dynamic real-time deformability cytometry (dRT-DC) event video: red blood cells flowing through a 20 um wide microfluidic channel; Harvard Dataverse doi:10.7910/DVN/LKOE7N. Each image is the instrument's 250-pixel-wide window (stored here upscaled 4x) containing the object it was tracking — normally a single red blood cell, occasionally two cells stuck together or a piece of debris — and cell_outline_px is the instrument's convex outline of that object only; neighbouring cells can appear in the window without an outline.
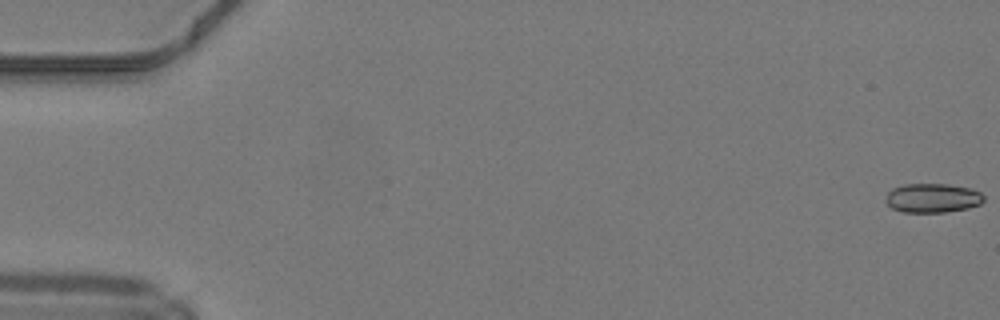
{"species": "common noctule bat (a hibernating species)", "species_latin": "Nyctalus noctula", "temperature_condition": "warm", "stored_images_in_passage": 17, "camera_frame_rate_fps": 3000, "um_per_image_px": 0.085, "animal": {"sex": "male", "body_mass_g": 19.2, "forearm_length_mm": 51.8}, "frame": {"image": 1, "passage_image": 1, "time_ms": 0.0, "image_size_px": [1000, 320], "cell_outline_px": [[984, 200], [980, 204], [968, 208], [944, 212], [904, 212], [892, 208], [884, 200], [888, 192], [892, 188], [904, 184], [948, 184], [972, 188], [980, 192], [984, 196]], "centroid_in_image_um": [79.27, 16.82], "position_along_channel_um": 5.7, "area_um2": 16.76}}